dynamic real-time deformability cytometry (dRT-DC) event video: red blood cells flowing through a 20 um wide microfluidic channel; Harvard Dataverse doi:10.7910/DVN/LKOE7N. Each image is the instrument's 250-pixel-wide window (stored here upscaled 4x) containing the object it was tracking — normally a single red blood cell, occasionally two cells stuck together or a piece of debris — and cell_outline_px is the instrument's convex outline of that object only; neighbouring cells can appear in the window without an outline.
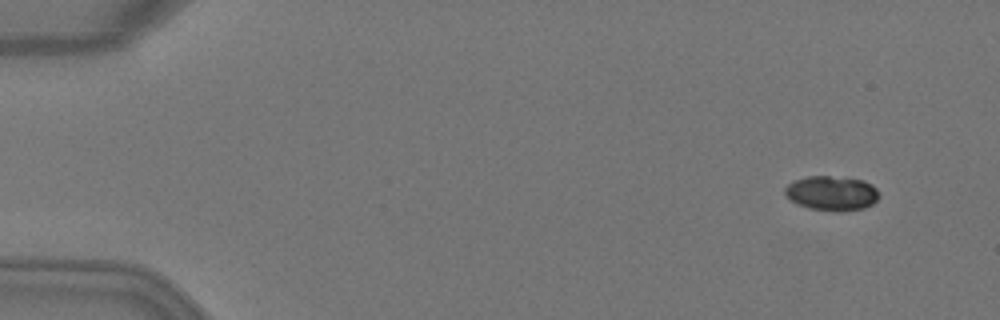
{"species": "Egyptian fruit bat (a non-hibernating species)", "species_latin": "Rousettus aegyptiacus", "temperature_condition": "warm", "stored_images_in_passage": 4, "camera_frame_rate_fps": 3000, "um_per_image_px": 0.085, "animal": {"sex": "female"}, "frame": {"image": 1, "passage_image": 1, "time_ms": 0.0, "image_size_px": [1000, 320], "cell_outline_px": [[880, 196], [872, 204], [864, 208], [840, 212], [832, 212], [808, 208], [796, 204], [784, 192], [784, 188], [788, 184], [796, 180], [808, 176], [828, 176], [864, 180], [872, 184], [876, 188]], "centroid_in_image_um": [70.71, 16.44], "position_along_channel_um": 14.3, "area_um2": 19.07}}
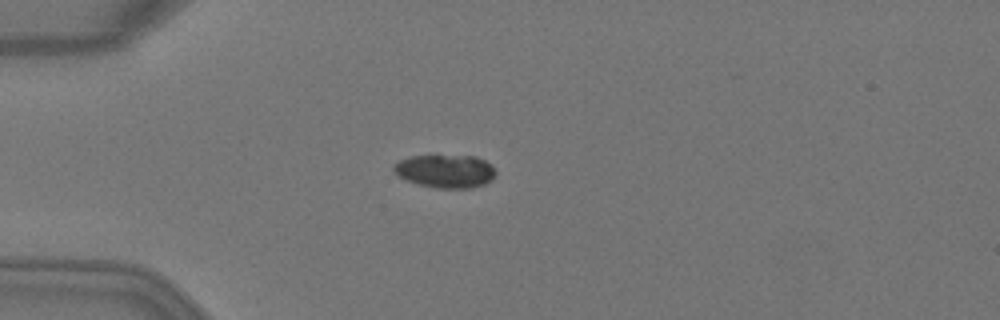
{"frame": {"image": 2, "passage_image": 3, "time_ms": 0.667, "image_size_px": [1000, 320], "cell_outline_px": [[496, 172], [492, 180], [484, 184], [468, 188], [436, 188], [420, 184], [408, 180], [400, 176], [392, 168], [392, 164], [400, 160], [412, 156], [476, 156], [492, 164]], "centroid_in_image_um": [37.89, 14.54], "position_along_channel_um": 47.1, "area_um2": 19.54}}